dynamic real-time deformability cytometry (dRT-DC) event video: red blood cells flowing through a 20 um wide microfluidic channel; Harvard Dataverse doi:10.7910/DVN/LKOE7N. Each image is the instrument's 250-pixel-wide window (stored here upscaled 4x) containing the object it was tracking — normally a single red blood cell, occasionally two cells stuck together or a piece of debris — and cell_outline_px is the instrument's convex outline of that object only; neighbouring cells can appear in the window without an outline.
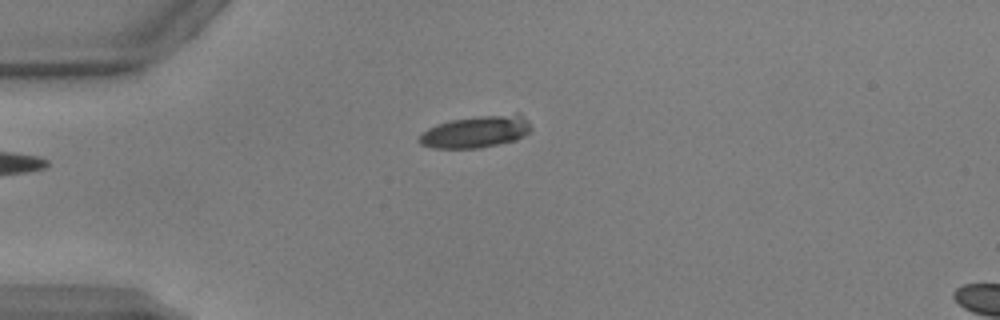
{"species": "common noctule bat (a hibernating species)", "species_latin": "Nyctalus noctula", "temperature_condition": "warm", "stored_images_in_passage": 40, "camera_frame_rate_fps": 3000, "um_per_image_px": 0.085, "animal": {"sex": "male", "body_mass_g": 17.9, "forearm_length_mm": 54.2}, "frame": {"image": 1, "passage_image": 1, "time_ms": 0.0, "image_size_px": [1000, 320], "cell_outline_px": [[532, 128], [524, 136], [516, 140], [480, 148], [432, 148], [420, 144], [416, 140], [428, 128], [452, 120], [480, 116], [516, 112], [520, 112], [528, 120]], "centroid_in_image_um": [40.51, 11.19], "position_along_channel_um": 44.5, "area_um2": 20.98}}
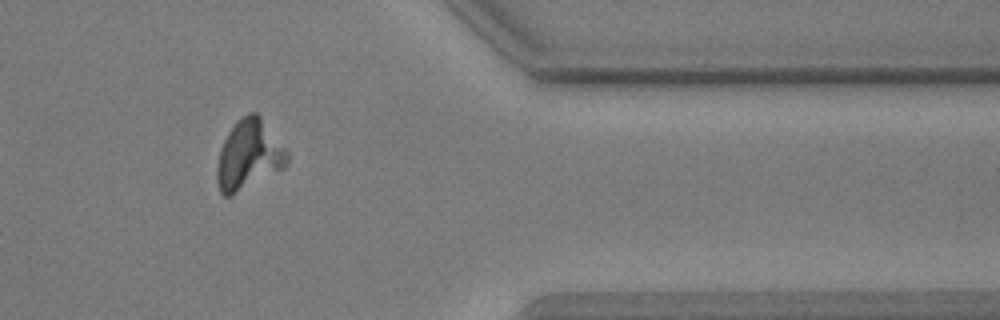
{"frame": {"image": 2, "passage_image": 31, "time_ms": 10.0, "image_size_px": [1000, 320], "cell_outline_px": [[288, 164], [284, 168], [232, 196], [224, 196], [220, 192], [216, 180], [216, 168], [220, 148], [228, 132], [236, 120], [248, 112], [256, 112], [260, 116], [288, 152]], "centroid_in_image_um": [21.13, 13.19], "position_along_channel_um": 390.3, "area_um2": 28.61}}
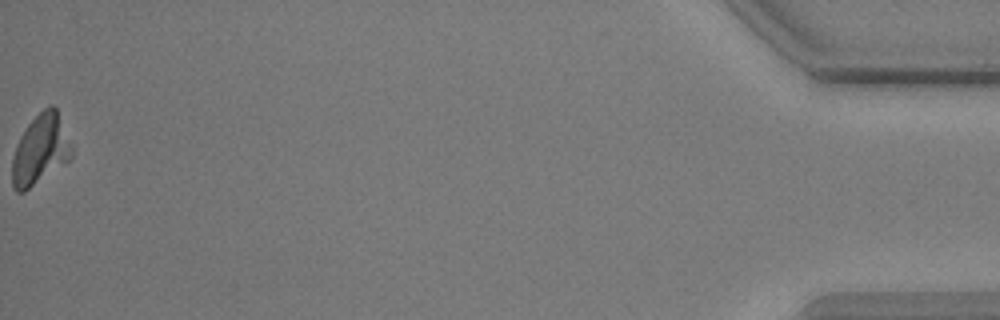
{"frame": {"image": 3, "passage_image": 40, "time_ms": 13.0, "image_size_px": [1000, 320], "cell_outline_px": [[72, 156], [68, 160], [24, 192], [16, 192], [12, 184], [12, 156], [16, 144], [20, 136], [28, 124], [44, 108], [52, 104], [56, 108], [72, 148]], "centroid_in_image_um": [3.39, 12.72], "position_along_channel_um": 431.8, "area_um2": 23.76}}